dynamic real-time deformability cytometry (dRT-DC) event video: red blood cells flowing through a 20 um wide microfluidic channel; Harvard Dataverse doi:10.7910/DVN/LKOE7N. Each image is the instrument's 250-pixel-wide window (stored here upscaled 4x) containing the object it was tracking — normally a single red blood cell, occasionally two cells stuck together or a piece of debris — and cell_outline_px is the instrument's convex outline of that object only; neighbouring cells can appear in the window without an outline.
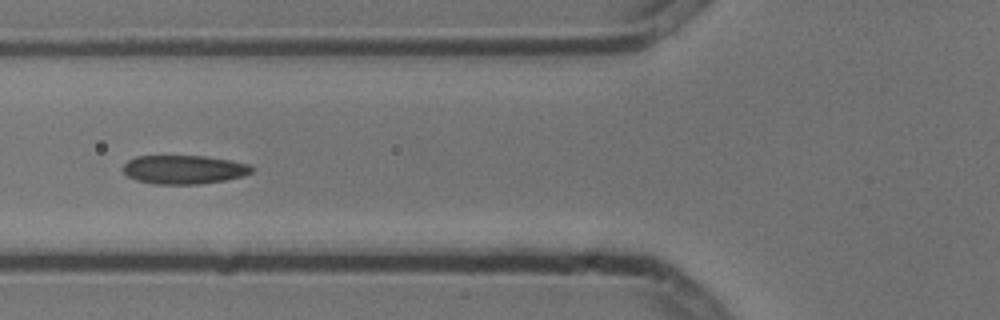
{"species": "common noctule bat (a hibernating species)", "species_latin": "Nyctalus noctula", "temperature_condition": "cold", "stored_images_in_passage": 7, "camera_frame_rate_fps": 3000, "um_per_image_px": 0.085, "animal": {"sex": "male", "body_mass_g": 13.3}, "frame": {"image": 1, "passage_image": 6, "time_ms": 1.667, "image_size_px": [1000, 320], "cell_outline_px": [[252, 172], [244, 176], [224, 180], [200, 184], [156, 184], [136, 180], [128, 176], [124, 172], [124, 164], [128, 160], [136, 156], [204, 156], [228, 160], [248, 164], [252, 168]], "centroid_in_image_um": [15.62, 14.41], "position_along_channel_um": 110.2, "area_um2": 21.39}}
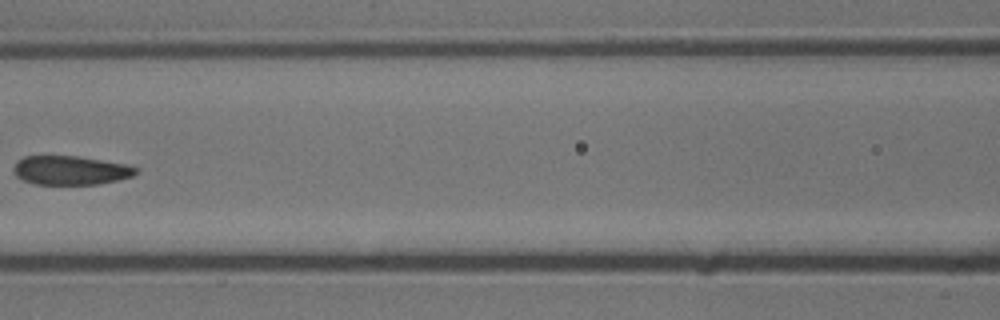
{"frame": {"image": 2, "passage_image": 7, "time_ms": 2.0, "image_size_px": [1000, 320], "cell_outline_px": [[140, 168], [132, 176], [100, 184], [36, 184], [24, 180], [16, 176], [12, 168], [16, 160], [24, 156], [76, 156], [124, 164]], "centroid_in_image_um": [5.95, 14.47], "position_along_channel_um": 160.6, "area_um2": 20.52}}